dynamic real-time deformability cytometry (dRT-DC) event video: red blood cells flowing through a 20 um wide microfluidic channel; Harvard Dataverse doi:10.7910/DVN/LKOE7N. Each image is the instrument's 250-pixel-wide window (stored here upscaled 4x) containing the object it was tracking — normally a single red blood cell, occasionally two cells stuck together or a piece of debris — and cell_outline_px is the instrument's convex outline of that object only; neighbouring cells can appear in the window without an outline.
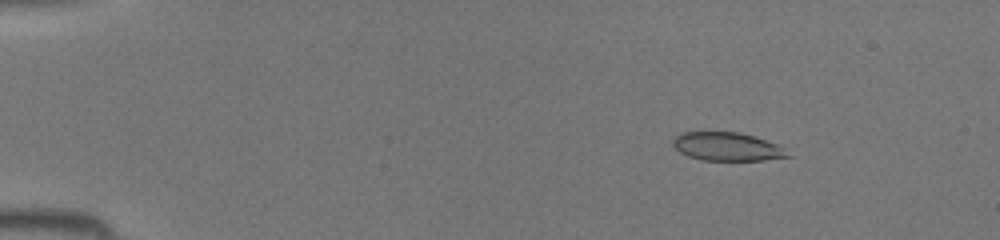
{"species": "common noctule bat (a hibernating species)", "species_latin": "Nyctalus noctula", "temperature_condition": "room temperature", "stored_images_in_passage": 45, "camera_frame_rate_fps": 3000, "um_per_image_px": 0.085, "animal": {"sex": "female", "body_mass_g": 19.5, "forearm_length_mm": 54.1}, "frame": {"image": 1, "passage_image": 7, "time_ms": 2.0, "image_size_px": [1000, 240], "cell_outline_px": [[792, 156], [764, 160], [700, 160], [688, 156], [680, 152], [672, 144], [672, 140], [680, 132], [740, 132], [776, 144]], "centroid_in_image_um": [61.75, 12.46], "position_along_channel_um": 23.3, "area_um2": 18.79}}
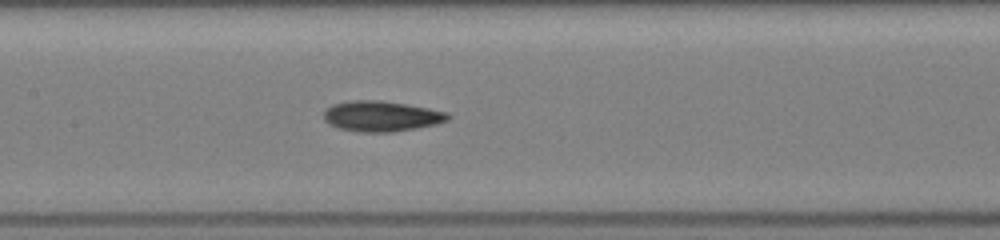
{"frame": {"image": 2, "passage_image": 23, "time_ms": 7.333, "image_size_px": [1000, 240], "cell_outline_px": [[452, 116], [448, 120], [436, 124], [396, 132], [360, 132], [336, 128], [328, 124], [324, 120], [324, 112], [332, 104], [348, 100], [380, 100], [428, 108], [448, 112]], "centroid_in_image_um": [32.4, 9.88], "position_along_channel_um": 175.0, "area_um2": 22.25}}
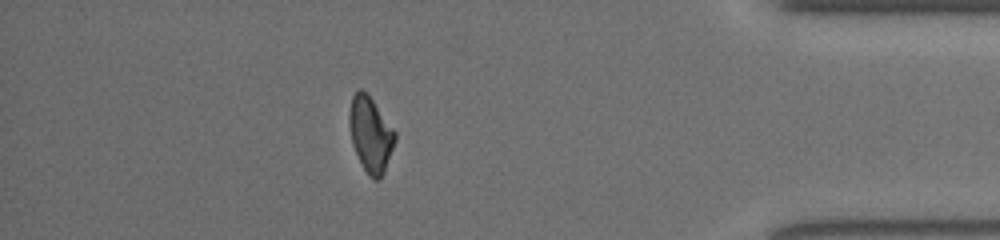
{"frame": {"image": 3, "passage_image": 40, "time_ms": 13.0, "image_size_px": [1000, 240], "cell_outline_px": [[396, 140], [384, 172], [380, 180], [372, 180], [368, 176], [352, 144], [348, 124], [348, 112], [352, 96], [360, 88], [368, 92], [396, 132]], "centroid_in_image_um": [31.49, 11.39], "position_along_channel_um": 403.7, "area_um2": 20.35}}